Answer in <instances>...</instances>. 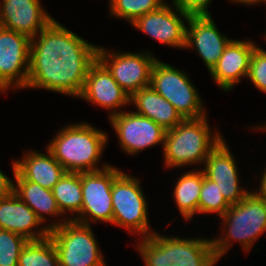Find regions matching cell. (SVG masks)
Listing matches in <instances>:
<instances>
[{
  "label": "cell",
  "mask_w": 266,
  "mask_h": 266,
  "mask_svg": "<svg viewBox=\"0 0 266 266\" xmlns=\"http://www.w3.org/2000/svg\"><path fill=\"white\" fill-rule=\"evenodd\" d=\"M38 34L31 38L26 89L80 97L99 45L89 43L55 19Z\"/></svg>",
  "instance_id": "1"
},
{
  "label": "cell",
  "mask_w": 266,
  "mask_h": 266,
  "mask_svg": "<svg viewBox=\"0 0 266 266\" xmlns=\"http://www.w3.org/2000/svg\"><path fill=\"white\" fill-rule=\"evenodd\" d=\"M108 140L105 131L90 123L78 122L61 128L46 148L66 172H95L111 165L103 163L102 168L98 167Z\"/></svg>",
  "instance_id": "2"
},
{
  "label": "cell",
  "mask_w": 266,
  "mask_h": 266,
  "mask_svg": "<svg viewBox=\"0 0 266 266\" xmlns=\"http://www.w3.org/2000/svg\"><path fill=\"white\" fill-rule=\"evenodd\" d=\"M136 249L145 266H214L218 259L212 240L180 238L153 232L137 242Z\"/></svg>",
  "instance_id": "3"
},
{
  "label": "cell",
  "mask_w": 266,
  "mask_h": 266,
  "mask_svg": "<svg viewBox=\"0 0 266 266\" xmlns=\"http://www.w3.org/2000/svg\"><path fill=\"white\" fill-rule=\"evenodd\" d=\"M254 191H250L240 202L230 205L220 217L224 226L223 236L211 239L218 260L235 240L248 253L257 238L266 231V197L258 190Z\"/></svg>",
  "instance_id": "4"
},
{
  "label": "cell",
  "mask_w": 266,
  "mask_h": 266,
  "mask_svg": "<svg viewBox=\"0 0 266 266\" xmlns=\"http://www.w3.org/2000/svg\"><path fill=\"white\" fill-rule=\"evenodd\" d=\"M207 119V115L183 119L174 128L166 130L162 152L167 168H183L205 162L208 154L223 139L220 132H211Z\"/></svg>",
  "instance_id": "5"
},
{
  "label": "cell",
  "mask_w": 266,
  "mask_h": 266,
  "mask_svg": "<svg viewBox=\"0 0 266 266\" xmlns=\"http://www.w3.org/2000/svg\"><path fill=\"white\" fill-rule=\"evenodd\" d=\"M59 266H106L91 225L63 218L48 224Z\"/></svg>",
  "instance_id": "6"
},
{
  "label": "cell",
  "mask_w": 266,
  "mask_h": 266,
  "mask_svg": "<svg viewBox=\"0 0 266 266\" xmlns=\"http://www.w3.org/2000/svg\"><path fill=\"white\" fill-rule=\"evenodd\" d=\"M112 224L131 232V234L149 237L150 230L147 201L139 180L133 175L121 172L112 185Z\"/></svg>",
  "instance_id": "7"
},
{
  "label": "cell",
  "mask_w": 266,
  "mask_h": 266,
  "mask_svg": "<svg viewBox=\"0 0 266 266\" xmlns=\"http://www.w3.org/2000/svg\"><path fill=\"white\" fill-rule=\"evenodd\" d=\"M186 73L157 59L152 67L150 86L169 101L183 119L205 117L201 96Z\"/></svg>",
  "instance_id": "8"
},
{
  "label": "cell",
  "mask_w": 266,
  "mask_h": 266,
  "mask_svg": "<svg viewBox=\"0 0 266 266\" xmlns=\"http://www.w3.org/2000/svg\"><path fill=\"white\" fill-rule=\"evenodd\" d=\"M122 171L113 165L95 172L81 173L82 185V207L81 213L69 220H74L82 224L96 221L112 223V185L114 179ZM92 221V222H91Z\"/></svg>",
  "instance_id": "9"
},
{
  "label": "cell",
  "mask_w": 266,
  "mask_h": 266,
  "mask_svg": "<svg viewBox=\"0 0 266 266\" xmlns=\"http://www.w3.org/2000/svg\"><path fill=\"white\" fill-rule=\"evenodd\" d=\"M97 59L108 69L115 81L130 96L150 86L151 71L157 60L152 53L114 52L98 47Z\"/></svg>",
  "instance_id": "10"
},
{
  "label": "cell",
  "mask_w": 266,
  "mask_h": 266,
  "mask_svg": "<svg viewBox=\"0 0 266 266\" xmlns=\"http://www.w3.org/2000/svg\"><path fill=\"white\" fill-rule=\"evenodd\" d=\"M31 38L16 31H0V93L12 86L26 88L30 65Z\"/></svg>",
  "instance_id": "11"
},
{
  "label": "cell",
  "mask_w": 266,
  "mask_h": 266,
  "mask_svg": "<svg viewBox=\"0 0 266 266\" xmlns=\"http://www.w3.org/2000/svg\"><path fill=\"white\" fill-rule=\"evenodd\" d=\"M119 145L130 156L164 144L166 130L148 117L132 111H120L109 118Z\"/></svg>",
  "instance_id": "12"
},
{
  "label": "cell",
  "mask_w": 266,
  "mask_h": 266,
  "mask_svg": "<svg viewBox=\"0 0 266 266\" xmlns=\"http://www.w3.org/2000/svg\"><path fill=\"white\" fill-rule=\"evenodd\" d=\"M171 6L165 3L159 9L139 16L131 25L163 45L186 49L185 23L190 15L173 4Z\"/></svg>",
  "instance_id": "13"
},
{
  "label": "cell",
  "mask_w": 266,
  "mask_h": 266,
  "mask_svg": "<svg viewBox=\"0 0 266 266\" xmlns=\"http://www.w3.org/2000/svg\"><path fill=\"white\" fill-rule=\"evenodd\" d=\"M225 139L208 154L202 168L204 175L217 184L229 205L240 202L250 192L240 187L238 167Z\"/></svg>",
  "instance_id": "14"
},
{
  "label": "cell",
  "mask_w": 266,
  "mask_h": 266,
  "mask_svg": "<svg viewBox=\"0 0 266 266\" xmlns=\"http://www.w3.org/2000/svg\"><path fill=\"white\" fill-rule=\"evenodd\" d=\"M79 98L106 109L110 112L109 118L118 114L119 108L130 106V95L120 87L98 59L88 70L84 88Z\"/></svg>",
  "instance_id": "15"
},
{
  "label": "cell",
  "mask_w": 266,
  "mask_h": 266,
  "mask_svg": "<svg viewBox=\"0 0 266 266\" xmlns=\"http://www.w3.org/2000/svg\"><path fill=\"white\" fill-rule=\"evenodd\" d=\"M232 39L221 34L210 15H190L185 48L195 49L210 72Z\"/></svg>",
  "instance_id": "16"
},
{
  "label": "cell",
  "mask_w": 266,
  "mask_h": 266,
  "mask_svg": "<svg viewBox=\"0 0 266 266\" xmlns=\"http://www.w3.org/2000/svg\"><path fill=\"white\" fill-rule=\"evenodd\" d=\"M41 4L40 0H1L3 28L35 37L54 20Z\"/></svg>",
  "instance_id": "17"
},
{
  "label": "cell",
  "mask_w": 266,
  "mask_h": 266,
  "mask_svg": "<svg viewBox=\"0 0 266 266\" xmlns=\"http://www.w3.org/2000/svg\"><path fill=\"white\" fill-rule=\"evenodd\" d=\"M251 40H231L222 56L209 72L212 79L224 91H230L241 78H246L253 50L256 48Z\"/></svg>",
  "instance_id": "18"
},
{
  "label": "cell",
  "mask_w": 266,
  "mask_h": 266,
  "mask_svg": "<svg viewBox=\"0 0 266 266\" xmlns=\"http://www.w3.org/2000/svg\"><path fill=\"white\" fill-rule=\"evenodd\" d=\"M0 229L21 235L28 241L47 238L50 232L47 224L44 227L36 213L13 191L0 198Z\"/></svg>",
  "instance_id": "19"
},
{
  "label": "cell",
  "mask_w": 266,
  "mask_h": 266,
  "mask_svg": "<svg viewBox=\"0 0 266 266\" xmlns=\"http://www.w3.org/2000/svg\"><path fill=\"white\" fill-rule=\"evenodd\" d=\"M46 152L48 154L26 151L20 160H16V171L25 180L52 190L66 171L47 148Z\"/></svg>",
  "instance_id": "20"
},
{
  "label": "cell",
  "mask_w": 266,
  "mask_h": 266,
  "mask_svg": "<svg viewBox=\"0 0 266 266\" xmlns=\"http://www.w3.org/2000/svg\"><path fill=\"white\" fill-rule=\"evenodd\" d=\"M130 103L137 109L134 112L150 118L165 130L174 128L183 120L175 107L151 86L134 92Z\"/></svg>",
  "instance_id": "21"
},
{
  "label": "cell",
  "mask_w": 266,
  "mask_h": 266,
  "mask_svg": "<svg viewBox=\"0 0 266 266\" xmlns=\"http://www.w3.org/2000/svg\"><path fill=\"white\" fill-rule=\"evenodd\" d=\"M12 163L16 181V184L13 183V192L36 213L37 218L44 224L47 221L45 215L62 216L52 190L25 180L16 171V161Z\"/></svg>",
  "instance_id": "22"
},
{
  "label": "cell",
  "mask_w": 266,
  "mask_h": 266,
  "mask_svg": "<svg viewBox=\"0 0 266 266\" xmlns=\"http://www.w3.org/2000/svg\"><path fill=\"white\" fill-rule=\"evenodd\" d=\"M202 182V169L187 171L176 181L173 197L182 218H184L186 222L190 221L192 217L198 213Z\"/></svg>",
  "instance_id": "23"
},
{
  "label": "cell",
  "mask_w": 266,
  "mask_h": 266,
  "mask_svg": "<svg viewBox=\"0 0 266 266\" xmlns=\"http://www.w3.org/2000/svg\"><path fill=\"white\" fill-rule=\"evenodd\" d=\"M61 214L68 211L78 216L82 207L81 173L65 172L52 189Z\"/></svg>",
  "instance_id": "24"
},
{
  "label": "cell",
  "mask_w": 266,
  "mask_h": 266,
  "mask_svg": "<svg viewBox=\"0 0 266 266\" xmlns=\"http://www.w3.org/2000/svg\"><path fill=\"white\" fill-rule=\"evenodd\" d=\"M18 266H59L57 250L50 236L28 241L20 252Z\"/></svg>",
  "instance_id": "25"
},
{
  "label": "cell",
  "mask_w": 266,
  "mask_h": 266,
  "mask_svg": "<svg viewBox=\"0 0 266 266\" xmlns=\"http://www.w3.org/2000/svg\"><path fill=\"white\" fill-rule=\"evenodd\" d=\"M110 16L132 23L139 16L159 9L165 0H109Z\"/></svg>",
  "instance_id": "26"
},
{
  "label": "cell",
  "mask_w": 266,
  "mask_h": 266,
  "mask_svg": "<svg viewBox=\"0 0 266 266\" xmlns=\"http://www.w3.org/2000/svg\"><path fill=\"white\" fill-rule=\"evenodd\" d=\"M230 205L222 196L217 184L208 179L203 172L202 189L199 197L198 214L217 213L219 217L223 216Z\"/></svg>",
  "instance_id": "27"
},
{
  "label": "cell",
  "mask_w": 266,
  "mask_h": 266,
  "mask_svg": "<svg viewBox=\"0 0 266 266\" xmlns=\"http://www.w3.org/2000/svg\"><path fill=\"white\" fill-rule=\"evenodd\" d=\"M27 242L21 235L0 229V266H18L20 252Z\"/></svg>",
  "instance_id": "28"
},
{
  "label": "cell",
  "mask_w": 266,
  "mask_h": 266,
  "mask_svg": "<svg viewBox=\"0 0 266 266\" xmlns=\"http://www.w3.org/2000/svg\"><path fill=\"white\" fill-rule=\"evenodd\" d=\"M247 79L259 91L266 93V50L258 45L251 56Z\"/></svg>",
  "instance_id": "29"
},
{
  "label": "cell",
  "mask_w": 266,
  "mask_h": 266,
  "mask_svg": "<svg viewBox=\"0 0 266 266\" xmlns=\"http://www.w3.org/2000/svg\"><path fill=\"white\" fill-rule=\"evenodd\" d=\"M211 1L212 0H172V4L189 15H210L208 7Z\"/></svg>",
  "instance_id": "30"
},
{
  "label": "cell",
  "mask_w": 266,
  "mask_h": 266,
  "mask_svg": "<svg viewBox=\"0 0 266 266\" xmlns=\"http://www.w3.org/2000/svg\"><path fill=\"white\" fill-rule=\"evenodd\" d=\"M13 191V181L0 170V198Z\"/></svg>",
  "instance_id": "31"
},
{
  "label": "cell",
  "mask_w": 266,
  "mask_h": 266,
  "mask_svg": "<svg viewBox=\"0 0 266 266\" xmlns=\"http://www.w3.org/2000/svg\"><path fill=\"white\" fill-rule=\"evenodd\" d=\"M262 177L259 178L260 183L258 186H260L259 189V193H261L262 195H264L266 197V168L263 171V174L261 175Z\"/></svg>",
  "instance_id": "32"
},
{
  "label": "cell",
  "mask_w": 266,
  "mask_h": 266,
  "mask_svg": "<svg viewBox=\"0 0 266 266\" xmlns=\"http://www.w3.org/2000/svg\"><path fill=\"white\" fill-rule=\"evenodd\" d=\"M232 1L233 3H238V4H244V5H249V6H252V5H256L258 3H265L266 4V0H230Z\"/></svg>",
  "instance_id": "33"
},
{
  "label": "cell",
  "mask_w": 266,
  "mask_h": 266,
  "mask_svg": "<svg viewBox=\"0 0 266 266\" xmlns=\"http://www.w3.org/2000/svg\"><path fill=\"white\" fill-rule=\"evenodd\" d=\"M2 28H3V25H2L1 20H0V31Z\"/></svg>",
  "instance_id": "34"
}]
</instances>
